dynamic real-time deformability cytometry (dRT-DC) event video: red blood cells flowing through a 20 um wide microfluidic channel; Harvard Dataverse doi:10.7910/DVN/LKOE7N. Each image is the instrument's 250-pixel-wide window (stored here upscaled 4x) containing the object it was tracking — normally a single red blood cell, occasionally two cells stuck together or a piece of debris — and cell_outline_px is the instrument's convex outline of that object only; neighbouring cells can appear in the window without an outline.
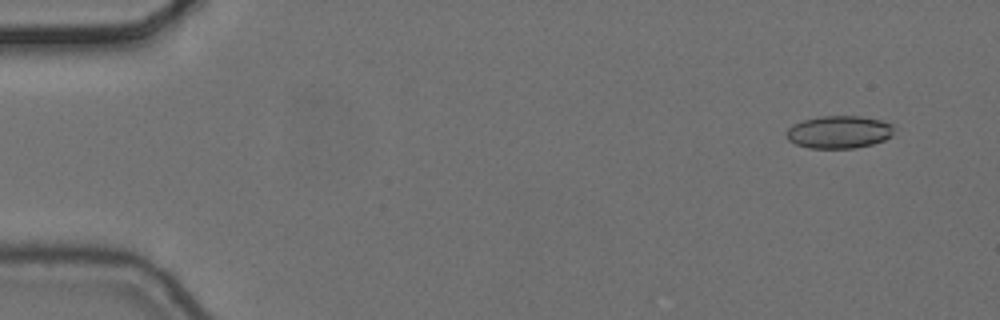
{"species": "common noctule bat (a hibernating species)", "species_latin": "Nyctalus noctula", "temperature_condition": "cold", "stored_images_in_passage": 8, "camera_frame_rate_fps": 3000, "um_per_image_px": 0.085, "animal": {"sex": "female", "body_mass_g": 24.6, "forearm_length_mm": 56.2}, "frame": {"image": 1, "passage_image": 2, "time_ms": 0.333, "image_size_px": [1000, 320], "cell_outline_px": [[900, 128], [892, 136], [884, 140], [872, 144], [856, 148], [808, 148], [796, 144], [788, 140], [784, 136], [784, 132], [792, 124], [804, 120], [820, 116], [860, 116], [880, 120], [892, 124]], "centroid_in_image_um": [71.34, 11.22], "position_along_channel_um": 13.7, "area_um2": 20.92}}
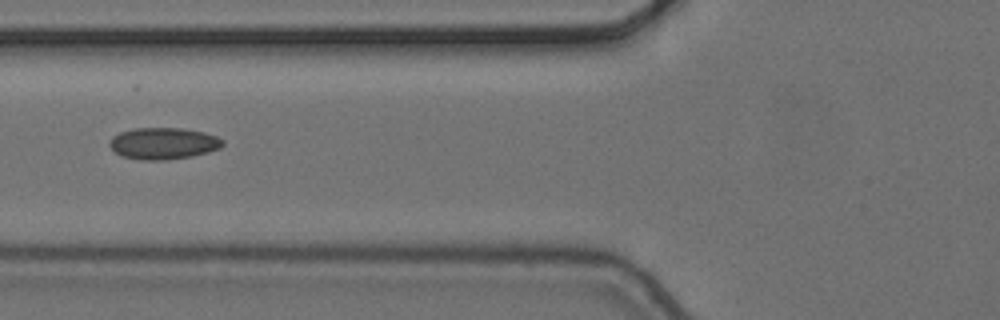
{"frame": {"image": 2, "passage_image": 7, "time_ms": 2.0, "image_size_px": [1000, 320], "cell_outline_px": [[224, 144], [220, 148], [208, 152], [192, 156], [168, 160], [140, 160], [120, 156], [108, 144], [112, 136], [120, 132], [132, 128], [180, 128], [204, 132], [216, 136], [224, 140]], "centroid_in_image_um": [13.87, 12.19], "position_along_channel_um": 111.9, "area_um2": 21.04}}
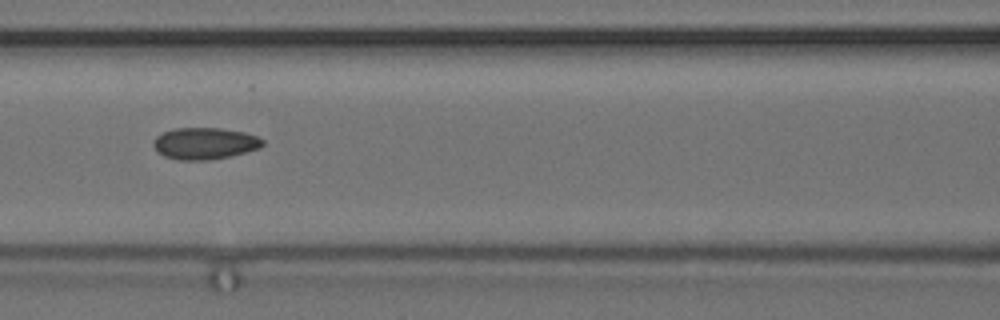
{"frame": {"image": 3, "passage_image": 8, "time_ms": 2.333, "image_size_px": [1000, 320], "cell_outline_px": [[264, 144], [260, 148], [228, 156], [208, 160], [180, 160], [164, 156], [156, 152], [152, 144], [152, 140], [156, 136], [164, 132], [176, 128], [220, 128], [244, 132], [256, 136], [264, 140]], "centroid_in_image_um": [17.36, 12.19], "position_along_channel_um": 149.2, "area_um2": 20.17}}